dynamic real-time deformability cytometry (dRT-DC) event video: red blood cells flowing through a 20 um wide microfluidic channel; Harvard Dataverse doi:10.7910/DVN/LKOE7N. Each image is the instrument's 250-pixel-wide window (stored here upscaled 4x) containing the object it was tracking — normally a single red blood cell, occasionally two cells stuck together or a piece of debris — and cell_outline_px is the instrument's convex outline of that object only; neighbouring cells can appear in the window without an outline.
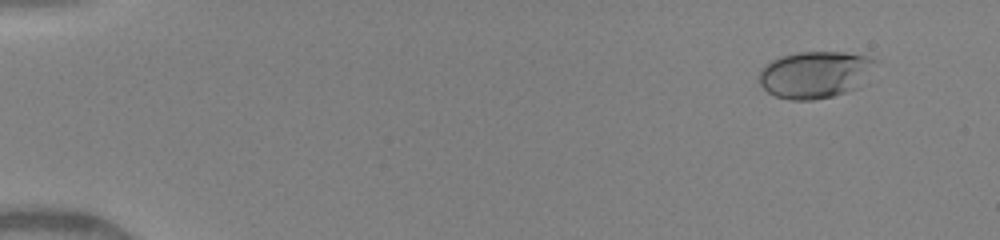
{"species": "human", "species_latin": "Homo sapiens", "temperature_condition": "warm", "stored_images_in_passage": 70, "camera_frame_rate_fps": 3000, "um_per_image_px": 0.085, "donor": {"sex": "female"}, "frame": {"image": 1, "passage_image": 7, "time_ms": 1.333, "image_size_px": [1000, 240], "cell_outline_px": [[880, 60], [856, 88], [832, 96], [812, 100], [788, 100], [776, 96], [768, 92], [760, 84], [756, 76], [760, 68], [772, 60], [780, 56], [796, 52], [844, 52], [864, 56]], "centroid_in_image_um": [69.21, 6.33], "position_along_channel_um": 15.8, "area_um2": 31.85}}
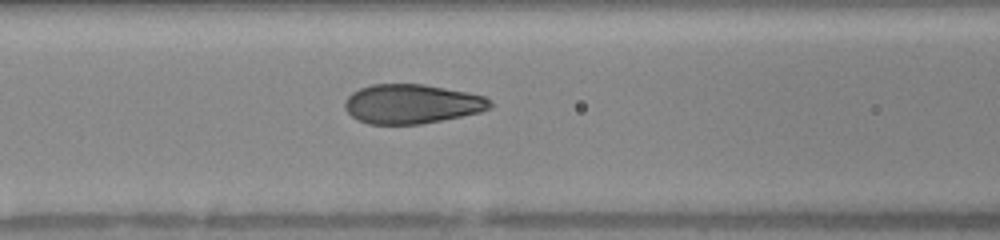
{"frame": {"image": 2, "passage_image": 33, "time_ms": 7.333, "image_size_px": [1000, 240], "cell_outline_px": [[492, 108], [480, 112], [420, 124], [368, 124], [356, 120], [344, 108], [344, 100], [352, 92], [360, 88], [372, 84], [424, 84], [468, 92], [484, 96], [492, 104]], "centroid_in_image_um": [34.97, 8.83], "position_along_channel_um": 131.6, "area_um2": 33.35}}
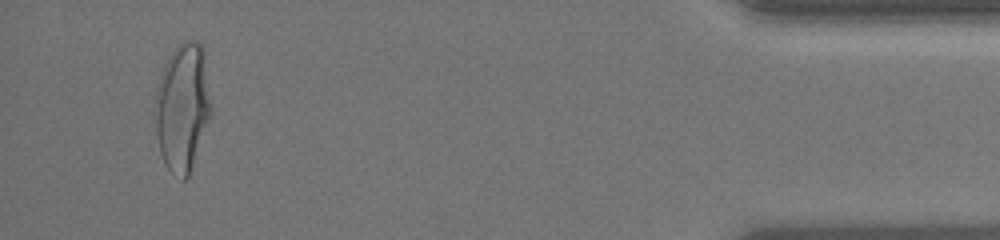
{"frame": {"image": 3, "passage_image": 69, "time_ms": 15.667, "image_size_px": [1000, 240], "cell_outline_px": [[212, 112], [188, 176], [184, 180], [168, 168], [164, 164], [160, 152], [156, 132], [156, 88], [160, 72], [168, 56], [184, 40], [196, 40], [204, 48], [212, 108]], "centroid_in_image_um": [15.53, 9.05], "position_along_channel_um": 419.7, "area_um2": 41.62}, "authors_computed_cell_mechanics": {"area_um2": 33.7552, "velocity_mm_per_s": 4.1752, "shape_relaxation_time_tau1_ms": 4.0037, "shape_relaxation_time_tau2_ms": null, "deformation_change_tau1": 0.1989, "deformation_change_tau2": null}}